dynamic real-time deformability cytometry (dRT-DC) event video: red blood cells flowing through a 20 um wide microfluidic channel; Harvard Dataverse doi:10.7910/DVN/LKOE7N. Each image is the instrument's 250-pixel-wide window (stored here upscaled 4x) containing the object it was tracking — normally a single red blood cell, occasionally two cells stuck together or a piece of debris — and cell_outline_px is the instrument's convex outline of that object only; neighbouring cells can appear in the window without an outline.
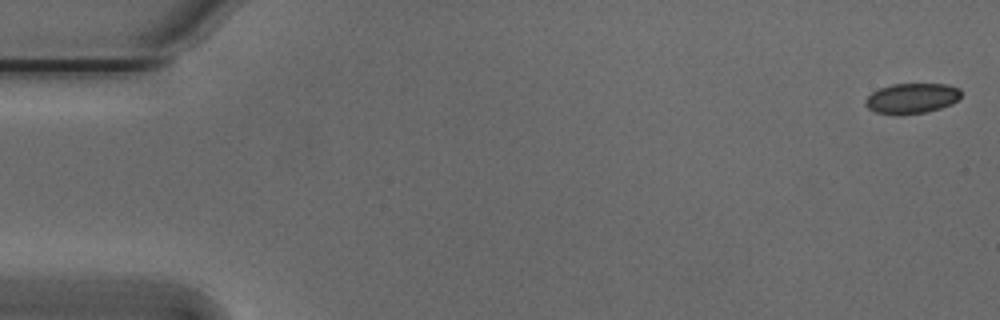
{"species": "Egyptian fruit bat (a non-hibernating species)", "species_latin": "Rousettus aegyptiacus", "temperature_condition": "cold", "stored_images_in_passage": 12, "camera_frame_rate_fps": 3000, "um_per_image_px": 0.085, "animal": {"sex": "male"}, "frame": {"image": 1, "passage_image": 2, "time_ms": 0.333, "image_size_px": [1000, 320], "cell_outline_px": [[960, 96], [952, 104], [928, 112], [876, 112], [868, 108], [864, 104], [864, 100], [872, 92], [880, 88], [892, 84], [948, 84], [960, 88]], "centroid_in_image_um": [77.52, 8.31], "position_along_channel_um": 7.5, "area_um2": 16.36}}